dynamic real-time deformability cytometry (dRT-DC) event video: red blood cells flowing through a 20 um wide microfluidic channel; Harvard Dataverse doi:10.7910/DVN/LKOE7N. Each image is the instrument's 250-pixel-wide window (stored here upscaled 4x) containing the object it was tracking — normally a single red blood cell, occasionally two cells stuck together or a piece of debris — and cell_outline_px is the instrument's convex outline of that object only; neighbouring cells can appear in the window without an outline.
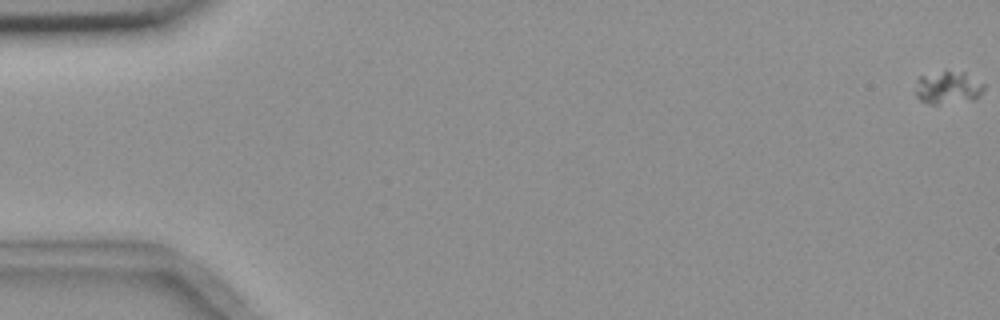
{"species": "common noctule bat (a hibernating species)", "species_latin": "Nyctalus noctula", "temperature_condition": "room temperature", "stored_images_in_passage": 4, "camera_frame_rate_fps": 3000, "um_per_image_px": 0.085, "animal": {"sex": "female", "body_mass_g": 18.4}, "frame": {"image": 1, "passage_image": 1, "time_ms": 0.0, "image_size_px": [1000, 320], "cell_outline_px": [[984, 88], [976, 100], [936, 104], [932, 104], [920, 100], [916, 96], [916, 80], [920, 76], [944, 72], [964, 72], [984, 84]], "centroid_in_image_um": [80.58, 7.47], "position_along_channel_um": 4.4, "area_um2": 12.83}}